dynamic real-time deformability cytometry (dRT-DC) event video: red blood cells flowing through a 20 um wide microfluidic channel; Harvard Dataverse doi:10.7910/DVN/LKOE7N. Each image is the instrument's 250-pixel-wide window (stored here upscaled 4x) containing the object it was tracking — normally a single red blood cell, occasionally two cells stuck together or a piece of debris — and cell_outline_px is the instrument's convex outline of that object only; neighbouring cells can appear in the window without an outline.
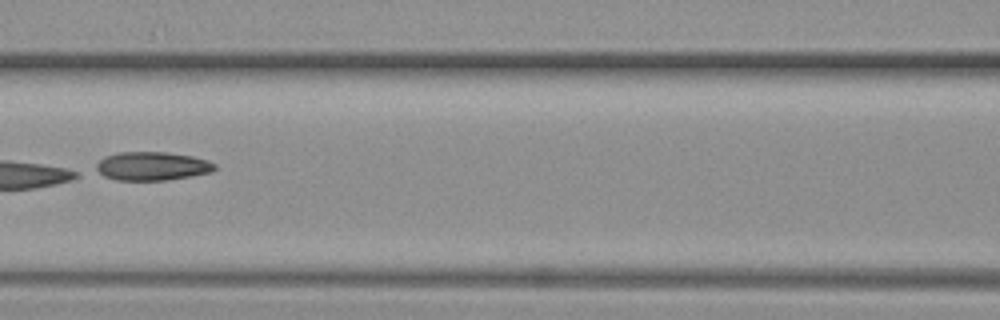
{"species": "common noctule bat (a hibernating species)", "species_latin": "Nyctalus noctula", "temperature_condition": "warm", "stored_images_in_passage": 12, "camera_frame_rate_fps": 3000, "um_per_image_px": 0.085, "animal": {"sex": "female", "body_mass_g": 19.3, "forearm_length_mm": 54.1}, "frame": {"image": 1, "passage_image": 9, "time_ms": 2.667, "image_size_px": [1000, 320], "cell_outline_px": [[216, 168], [212, 172], [192, 176], [164, 180], [116, 180], [104, 176], [96, 172], [96, 164], [104, 156], [120, 152], [164, 152], [192, 156], [208, 160], [216, 164]], "centroid_in_image_um": [12.93, 14.12], "position_along_channel_um": 153.7, "area_um2": 19.83}}